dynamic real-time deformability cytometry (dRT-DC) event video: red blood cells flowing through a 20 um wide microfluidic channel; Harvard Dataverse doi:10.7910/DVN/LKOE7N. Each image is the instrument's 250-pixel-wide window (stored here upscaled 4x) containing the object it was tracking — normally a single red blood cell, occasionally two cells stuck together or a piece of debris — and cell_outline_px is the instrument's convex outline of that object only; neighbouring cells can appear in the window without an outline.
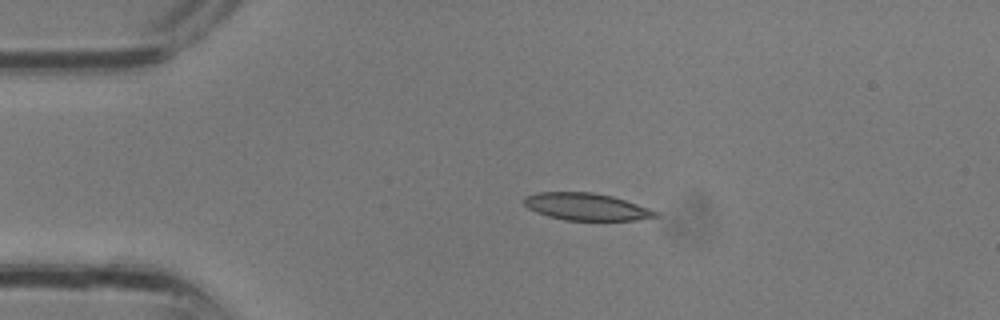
{"species": "common noctule bat (a hibernating species)", "species_latin": "Nyctalus noctula", "temperature_condition": "room temperature", "stored_images_in_passage": 1, "camera_frame_rate_fps": 3000, "um_per_image_px": 0.085, "animal": {"sex": "male", "body_mass_g": 13.3}, "frame": {"image": 1, "passage_image": 1, "time_ms": 0.0, "image_size_px": [1000, 320], "cell_outline_px": [[660, 216], [636, 220], [564, 220], [548, 216], [536, 212], [528, 208], [524, 204], [524, 196], [536, 192], [592, 192], [612, 196], [660, 212]], "centroid_in_image_um": [49.82, 17.57], "position_along_channel_um": 35.2, "area_um2": 20.81}}